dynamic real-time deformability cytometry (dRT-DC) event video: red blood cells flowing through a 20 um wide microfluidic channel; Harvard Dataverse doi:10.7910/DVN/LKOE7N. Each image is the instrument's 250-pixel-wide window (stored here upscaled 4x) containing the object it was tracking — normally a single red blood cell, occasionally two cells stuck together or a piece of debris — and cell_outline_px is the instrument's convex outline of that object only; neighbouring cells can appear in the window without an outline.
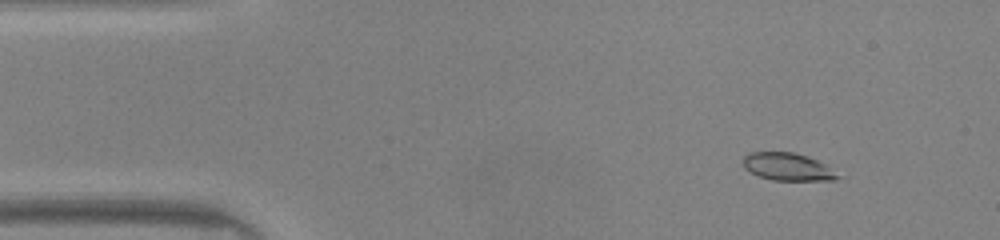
{"species": "common noctule bat (a hibernating species)", "species_latin": "Nyctalus noctula", "temperature_condition": "warm", "stored_images_in_passage": 45, "segment_of_instrument_passage": [1, 2], "camera_frame_rate_fps": 3000, "um_per_image_px": 0.085, "animal": {"sex": "male", "body_mass_g": 20.0, "forearm_length_mm": 53.3}, "frame": {"image": 1, "passage_image": 1, "time_ms": 0.0, "image_size_px": [1000, 240], "cell_outline_px": [[844, 176], [836, 180], [772, 180], [760, 176], [744, 168], [744, 156], [748, 152], [792, 152], [808, 156], [824, 164]], "centroid_in_image_um": [67.0, 14.18], "position_along_channel_um": 18.0, "area_um2": 15.2}}
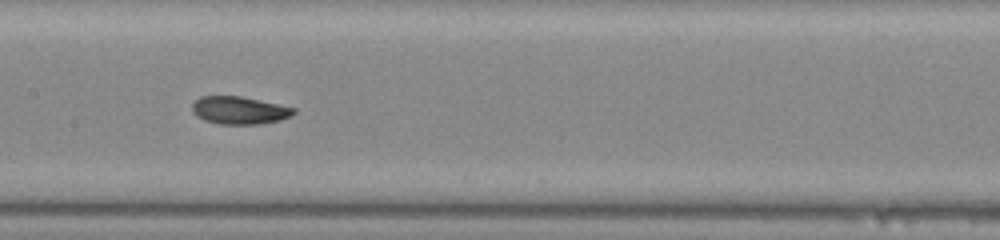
{"frame": {"image": 2, "passage_image": 19, "time_ms": 6.0, "image_size_px": [1000, 240], "cell_outline_px": [[296, 112], [280, 120], [260, 124], [220, 124], [204, 120], [196, 116], [192, 112], [192, 104], [200, 96], [240, 96], [296, 108]], "centroid_in_image_um": [20.31, 9.38], "position_along_channel_um": 187.1, "area_um2": 16.3}}
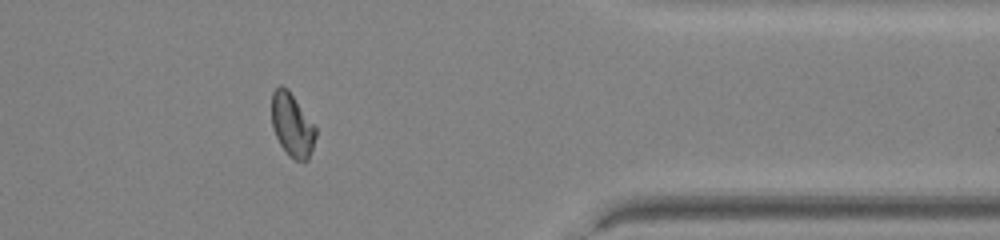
{"frame": {"image": 3, "passage_image": 35, "time_ms": 11.333, "image_size_px": [1000, 240], "cell_outline_px": [[316, 136], [308, 160], [296, 160], [288, 156], [280, 144], [272, 128], [272, 92], [280, 84], [288, 88], [316, 128]], "centroid_in_image_um": [24.81, 10.61], "position_along_channel_um": 386.6, "area_um2": 16.18}}